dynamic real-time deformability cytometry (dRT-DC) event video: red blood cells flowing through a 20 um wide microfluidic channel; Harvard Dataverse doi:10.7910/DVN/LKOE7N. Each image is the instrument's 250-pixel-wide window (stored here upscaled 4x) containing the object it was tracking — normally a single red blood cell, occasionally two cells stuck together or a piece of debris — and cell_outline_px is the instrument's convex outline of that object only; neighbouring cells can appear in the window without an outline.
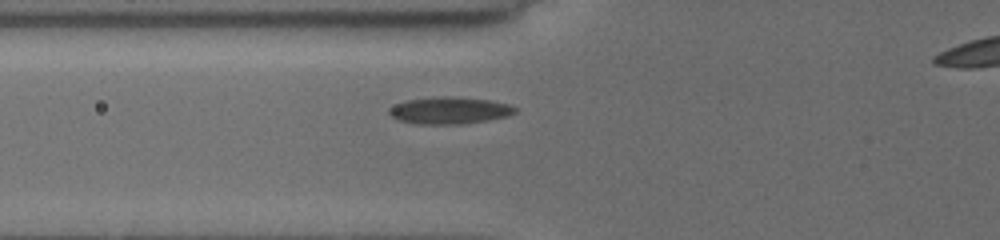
{"species": "common noctule bat (a hibernating species)", "species_latin": "Nyctalus noctula", "temperature_condition": "cold", "stored_images_in_passage": 29, "camera_frame_rate_fps": 3000, "um_per_image_px": 0.085, "animal": {"sex": "female", "body_mass_g": 19.5, "forearm_length_mm": 54.1}, "frame": {"image": 1, "passage_image": 3, "time_ms": 1.333, "image_size_px": [1000, 240], "cell_outline_px": [[516, 112], [508, 116], [488, 120], [460, 124], [420, 124], [396, 120], [388, 112], [388, 108], [404, 100], [440, 96], [452, 96], [488, 100], [508, 104], [516, 108]], "centroid_in_image_um": [38.17, 9.38], "position_along_channel_um": 87.6, "area_um2": 19.83}}
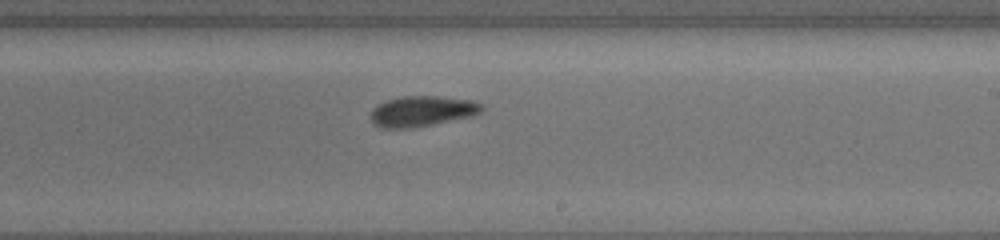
{"frame": {"image": 2, "passage_image": 14, "time_ms": 5.667, "image_size_px": [1000, 240], "cell_outline_px": [[484, 108], [480, 112], [472, 116], [412, 128], [384, 128], [376, 124], [372, 120], [372, 108], [376, 104], [388, 100], [404, 96], [436, 96], [472, 100], [484, 104]], "centroid_in_image_um": [35.9, 9.44], "position_along_channel_um": 253.1, "area_um2": 19.59}}
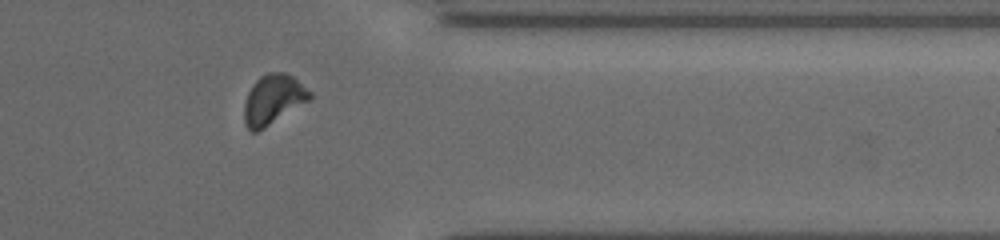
{"frame": {"image": 3, "passage_image": 24, "time_ms": 9.333, "image_size_px": [1000, 240], "cell_outline_px": [[312, 96], [308, 100], [264, 128], [256, 132], [252, 132], [248, 128], [244, 120], [244, 104], [248, 92], [256, 80], [260, 76], [268, 72], [284, 72], [292, 76], [312, 92]], "centroid_in_image_um": [23.2, 8.44], "position_along_channel_um": 388.2, "area_um2": 18.67}}